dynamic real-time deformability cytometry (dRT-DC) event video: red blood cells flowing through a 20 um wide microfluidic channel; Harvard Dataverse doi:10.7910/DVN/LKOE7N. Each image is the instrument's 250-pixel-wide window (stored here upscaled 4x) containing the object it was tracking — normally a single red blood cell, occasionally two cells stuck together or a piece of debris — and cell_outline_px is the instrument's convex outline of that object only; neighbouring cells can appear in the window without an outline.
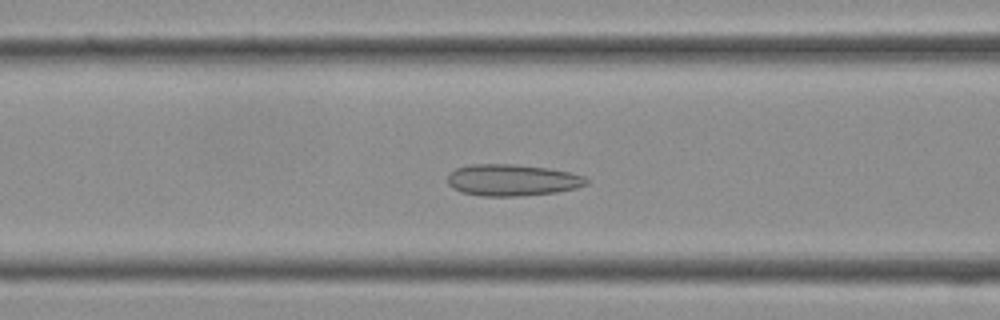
{"species": "Egyptian fruit bat (a non-hibernating species)", "species_latin": "Rousettus aegyptiacus", "temperature_condition": "cold", "stored_images_in_passage": 37, "camera_frame_rate_fps": 3000, "um_per_image_px": 0.085, "frame": {"image": 1, "passage_image": 14, "time_ms": 4.333, "image_size_px": [1000, 320], "cell_outline_px": [[588, 184], [576, 188], [556, 192], [524, 196], [480, 196], [460, 192], [452, 188], [448, 184], [448, 172], [456, 168], [468, 164], [516, 164], [548, 168], [568, 172], [584, 176], [588, 180]], "centroid_in_image_um": [43.5, 15.31], "position_along_channel_um": 123.1, "area_um2": 25.84}}
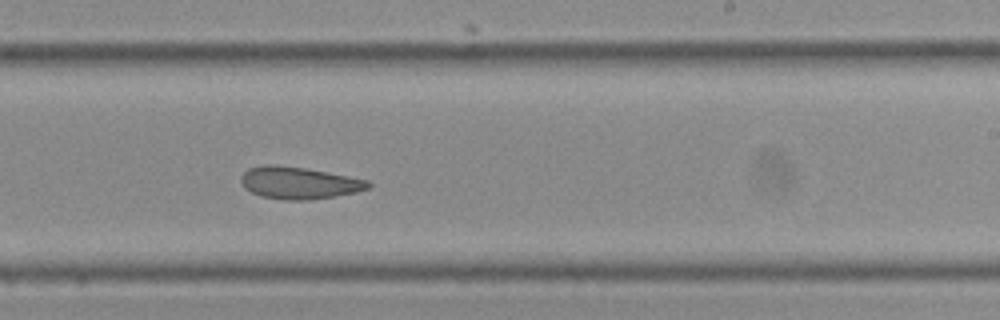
{"frame": {"image": 2, "passage_image": 22, "time_ms": 7.0, "image_size_px": [1000, 320], "cell_outline_px": [[372, 184], [368, 188], [356, 192], [336, 196], [308, 200], [280, 200], [260, 196], [244, 188], [240, 180], [240, 176], [248, 168], [264, 164], [272, 164], [304, 168], [348, 176], [368, 180]], "centroid_in_image_um": [25.37, 15.55], "position_along_channel_um": 263.6, "area_um2": 23.87}}
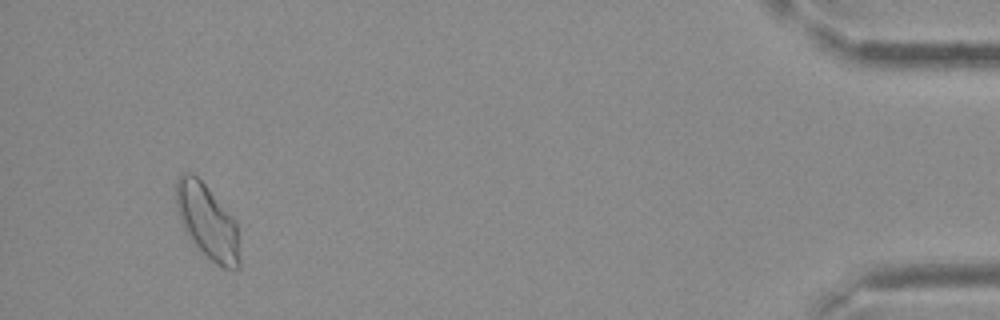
{"frame": {"image": 3, "passage_image": 35, "time_ms": 11.333, "image_size_px": [1000, 320], "cell_outline_px": [[240, 268], [224, 268], [216, 264], [196, 248], [184, 232], [176, 208], [176, 180], [180, 172], [192, 172], [204, 184], [236, 220], [240, 260]], "centroid_in_image_um": [17.6, 18.84], "position_along_channel_um": 417.6, "area_um2": 27.8}}